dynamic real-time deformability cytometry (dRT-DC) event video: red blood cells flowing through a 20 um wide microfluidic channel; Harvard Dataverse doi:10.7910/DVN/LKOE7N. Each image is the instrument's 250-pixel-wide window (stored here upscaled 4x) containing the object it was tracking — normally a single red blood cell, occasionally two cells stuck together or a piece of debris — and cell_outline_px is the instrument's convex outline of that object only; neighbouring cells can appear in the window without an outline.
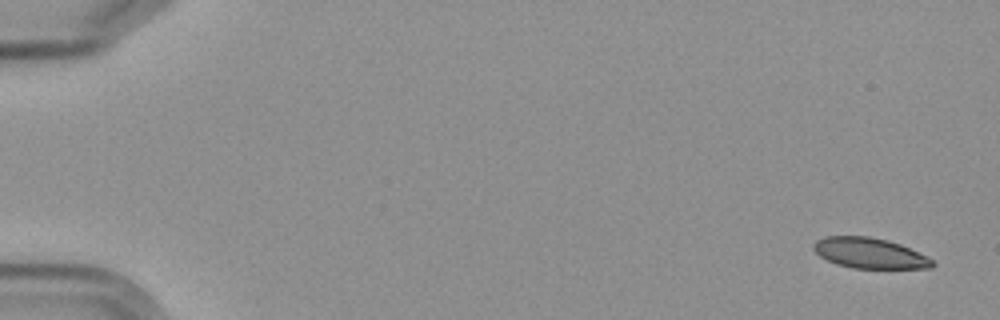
{"species": "Egyptian fruit bat (a non-hibernating species)", "species_latin": "Rousettus aegyptiacus", "temperature_condition": "cold", "stored_images_in_passage": 4, "camera_frame_rate_fps": 3000, "um_per_image_px": 0.085, "frame": {"image": 1, "passage_image": 1, "time_ms": 0.0, "image_size_px": [1000, 320], "cell_outline_px": [[936, 264], [932, 268], [852, 268], [836, 264], [820, 256], [812, 248], [812, 244], [816, 240], [824, 236], [868, 236], [888, 240], [900, 244], [932, 260]], "centroid_in_image_um": [73.87, 21.51], "position_along_channel_um": 11.1, "area_um2": 20.98}}